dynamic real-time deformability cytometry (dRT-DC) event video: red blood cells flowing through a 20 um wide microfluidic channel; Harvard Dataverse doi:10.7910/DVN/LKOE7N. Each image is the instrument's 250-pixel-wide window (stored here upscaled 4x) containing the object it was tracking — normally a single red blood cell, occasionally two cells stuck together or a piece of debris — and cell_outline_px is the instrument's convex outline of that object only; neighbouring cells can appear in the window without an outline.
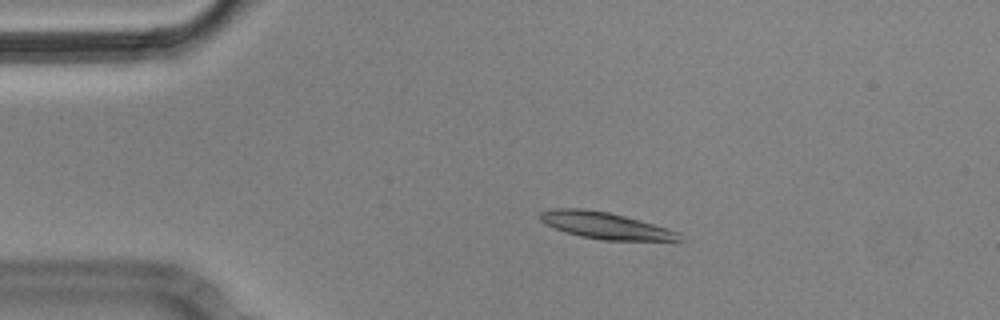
{"species": "Egyptian fruit bat (a non-hibernating species)", "species_latin": "Rousettus aegyptiacus", "temperature_condition": "cold", "stored_images_in_passage": 6, "camera_frame_rate_fps": 3000, "um_per_image_px": 0.085, "animal": {"sex": "male"}, "frame": {"image": 1, "passage_image": 2, "time_ms": 0.333, "image_size_px": [1000, 320], "cell_outline_px": [[684, 240], [604, 240], [580, 236], [544, 224], [536, 216], [540, 212], [556, 208], [584, 208], [608, 212], [624, 216], [668, 228], [680, 232], [684, 236]], "centroid_in_image_um": [51.45, 19.16], "position_along_channel_um": 33.6, "area_um2": 21.56}}
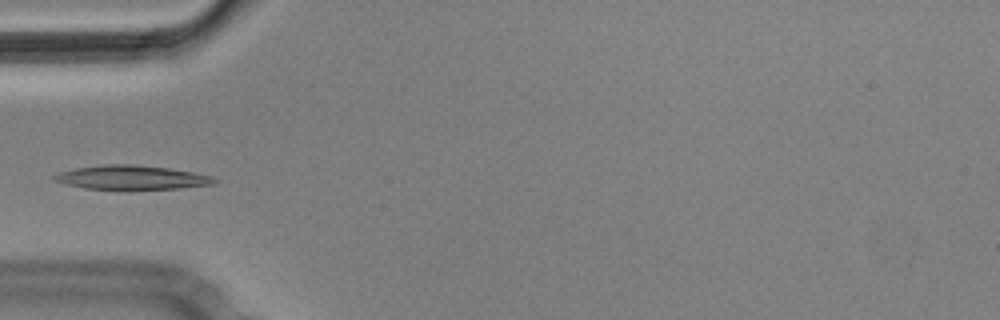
{"frame": {"image": 2, "passage_image": 4, "time_ms": 1.0, "image_size_px": [1000, 320], "cell_outline_px": [[216, 184], [180, 188], [84, 188], [52, 180], [52, 176], [60, 172], [76, 168], [104, 164], [132, 164], [168, 168], [192, 172], [212, 176], [216, 180]], "centroid_in_image_um": [11.19, 15.07], "position_along_channel_um": 73.8, "area_um2": 21.91}}
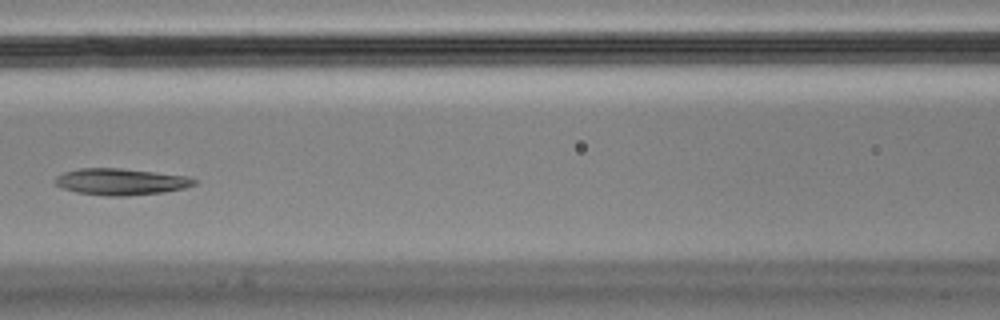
{"frame": {"image": 3, "passage_image": 6, "time_ms": 1.667, "image_size_px": [1000, 320], "cell_outline_px": [[196, 184], [184, 188], [164, 192], [124, 196], [108, 196], [76, 192], [64, 188], [56, 184], [52, 180], [56, 176], [64, 172], [80, 168], [120, 168], [156, 172], [188, 176], [196, 180]], "centroid_in_image_um": [10.26, 15.44], "position_along_channel_um": 156.3, "area_um2": 21.5}}